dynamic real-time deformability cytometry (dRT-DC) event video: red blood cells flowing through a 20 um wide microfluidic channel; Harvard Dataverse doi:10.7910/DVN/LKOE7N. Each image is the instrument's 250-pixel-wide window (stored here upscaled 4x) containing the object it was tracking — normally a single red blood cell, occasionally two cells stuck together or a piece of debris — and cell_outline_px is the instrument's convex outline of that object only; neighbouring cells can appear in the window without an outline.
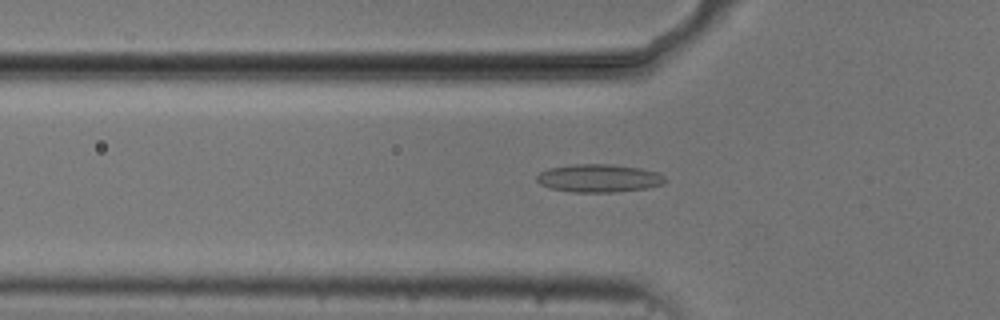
{"species": "common noctule bat (a hibernating species)", "species_latin": "Nyctalus noctula", "temperature_condition": "cold", "stored_images_in_passage": 54, "camera_frame_rate_fps": 3000, "um_per_image_px": 0.085, "animal": {"sex": "male", "body_mass_g": 20.5, "forearm_length_mm": 52.5}, "frame": {"image": 1, "passage_image": 18, "time_ms": 5.667, "image_size_px": [1000, 320], "cell_outline_px": [[668, 180], [664, 184], [648, 188], [612, 192], [572, 192], [548, 188], [540, 184], [536, 180], [536, 176], [540, 172], [548, 168], [572, 164], [612, 164], [640, 168], [656, 172], [664, 176]], "centroid_in_image_um": [50.89, 15.15], "position_along_channel_um": 74.9, "area_um2": 21.15}}
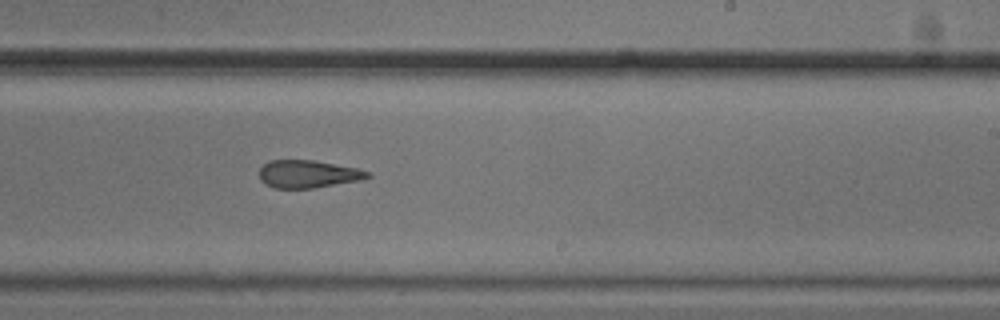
{"frame": {"image": 2, "passage_image": 33, "time_ms": 10.667, "image_size_px": [1000, 320], "cell_outline_px": [[372, 176], [360, 180], [312, 188], [276, 188], [260, 180], [260, 168], [268, 160], [312, 160], [356, 168], [372, 172]], "centroid_in_image_um": [26.2, 14.78], "position_along_channel_um": 262.8, "area_um2": 17.28}}
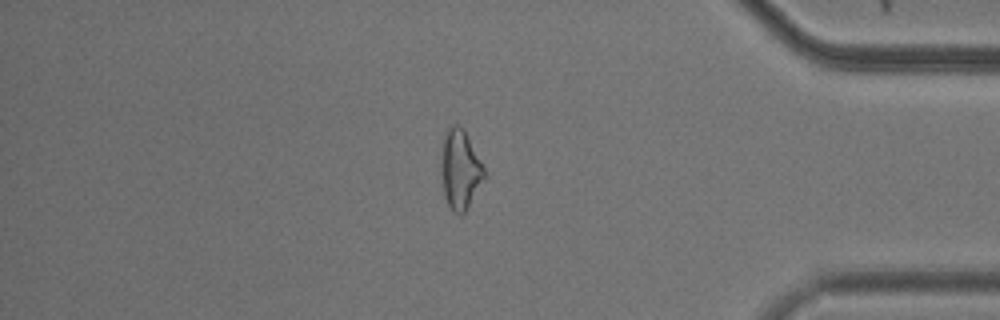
{"frame": {"image": 3, "passage_image": 46, "time_ms": 15.0, "image_size_px": [1000, 320], "cell_outline_px": [[484, 176], [464, 212], [460, 216], [448, 204], [444, 196], [440, 172], [440, 144], [448, 128], [452, 124], [456, 124], [464, 132], [484, 168]], "centroid_in_image_um": [39.03, 14.38], "position_along_channel_um": 396.2, "area_um2": 19.36}, "authors_computed_cell_mechanics": {"area_um2": 19.941, "velocity_mm_per_s": 3.7426, "shape_relaxation_time_tau1_ms": null, "shape_relaxation_time_tau2_ms": 5.7608, "deformation_change_tau1": null, "deformation_change_tau2": 0.1587}}